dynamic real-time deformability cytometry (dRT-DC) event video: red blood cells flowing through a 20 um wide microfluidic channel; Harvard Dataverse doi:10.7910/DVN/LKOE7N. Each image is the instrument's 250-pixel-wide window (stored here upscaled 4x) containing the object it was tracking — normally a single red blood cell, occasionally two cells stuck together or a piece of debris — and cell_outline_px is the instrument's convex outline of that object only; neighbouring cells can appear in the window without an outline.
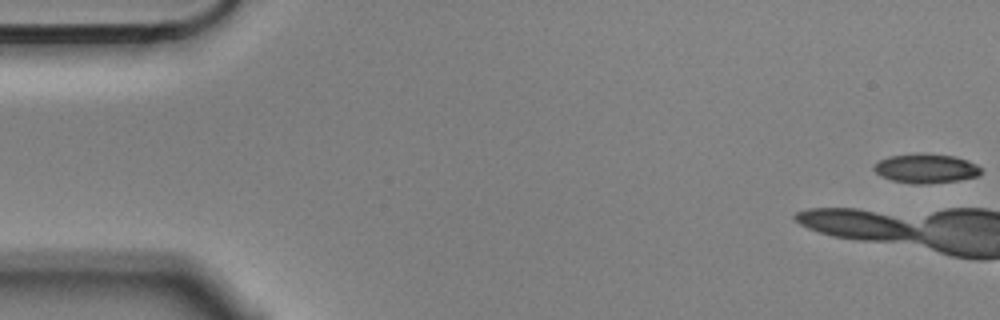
{"species": "Egyptian fruit bat (a non-hibernating species)", "species_latin": "Rousettus aegyptiacus", "temperature_condition": "cold", "stored_images_in_passage": 5, "camera_frame_rate_fps": 3000, "um_per_image_px": 0.085, "animal": {"sex": "male"}, "frame": {"image": 1, "passage_image": 1, "time_ms": 0.0, "image_size_px": [1000, 320], "cell_outline_px": [[980, 172], [976, 176], [956, 180], [924, 184], [912, 184], [892, 180], [880, 176], [872, 168], [880, 160], [888, 156], [920, 152], [956, 156], [968, 160], [976, 164], [980, 168]], "centroid_in_image_um": [78.67, 14.3], "position_along_channel_um": 6.3, "area_um2": 18.32}}